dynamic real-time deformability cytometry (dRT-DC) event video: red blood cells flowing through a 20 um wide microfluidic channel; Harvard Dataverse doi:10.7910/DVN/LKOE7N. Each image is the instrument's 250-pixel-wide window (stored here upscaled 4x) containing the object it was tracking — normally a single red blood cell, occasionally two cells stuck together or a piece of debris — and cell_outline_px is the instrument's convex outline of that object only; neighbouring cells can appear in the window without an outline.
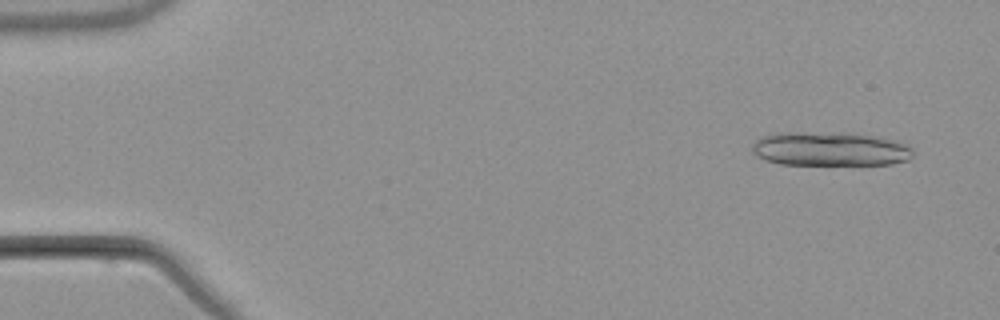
{"species": "common noctule bat (a hibernating species)", "species_latin": "Nyctalus noctula", "temperature_condition": "warm", "stored_images_in_passage": 8, "segment_of_instrument_passage": [1, 2], "camera_frame_rate_fps": 3000, "um_per_image_px": 0.085, "animal": {"sex": "male", "body_mass_g": 21.5, "forearm_length_mm": 52.0}, "frame": {"image": 1, "passage_image": 1, "time_ms": 0.0, "image_size_px": [1000, 320], "cell_outline_px": [[912, 156], [908, 160], [892, 164], [780, 164], [764, 160], [756, 156], [752, 152], [752, 144], [760, 136], [776, 132], [844, 132], [880, 136], [896, 140], [912, 148]], "centroid_in_image_um": [70.52, 12.64], "position_along_channel_um": 14.5, "area_um2": 32.43}}